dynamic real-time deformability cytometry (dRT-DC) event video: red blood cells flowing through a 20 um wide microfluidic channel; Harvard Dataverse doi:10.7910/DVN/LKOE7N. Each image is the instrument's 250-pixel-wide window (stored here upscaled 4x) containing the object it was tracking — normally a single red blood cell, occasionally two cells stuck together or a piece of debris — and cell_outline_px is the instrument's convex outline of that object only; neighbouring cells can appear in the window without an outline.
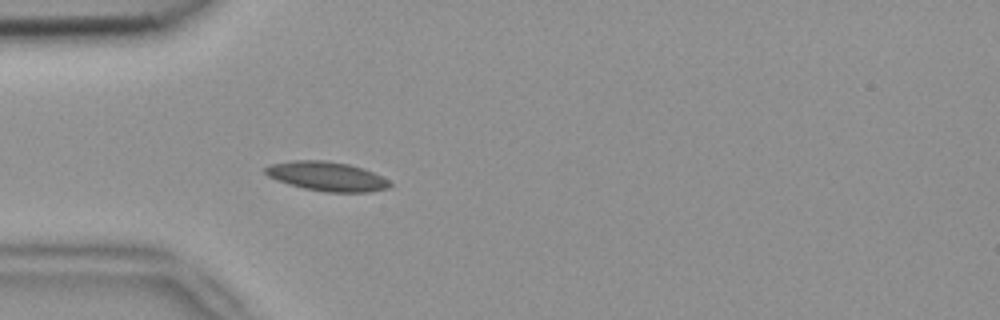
{"species": "common noctule bat (a hibernating species)", "species_latin": "Nyctalus noctula", "temperature_condition": "room temperature", "stored_images_in_passage": 2, "camera_frame_rate_fps": 3000, "um_per_image_px": 0.085, "animal": {"sex": "female", "body_mass_g": 18.4}, "frame": {"image": 1, "passage_image": 2, "time_ms": 0.333, "image_size_px": [1000, 320], "cell_outline_px": [[392, 188], [372, 192], [324, 192], [304, 188], [288, 184], [276, 180], [268, 176], [264, 172], [264, 168], [272, 164], [292, 160], [324, 160], [348, 164], [364, 168], [388, 180], [392, 184]], "centroid_in_image_um": [27.8, 15.0], "position_along_channel_um": 57.2, "area_um2": 21.39}}